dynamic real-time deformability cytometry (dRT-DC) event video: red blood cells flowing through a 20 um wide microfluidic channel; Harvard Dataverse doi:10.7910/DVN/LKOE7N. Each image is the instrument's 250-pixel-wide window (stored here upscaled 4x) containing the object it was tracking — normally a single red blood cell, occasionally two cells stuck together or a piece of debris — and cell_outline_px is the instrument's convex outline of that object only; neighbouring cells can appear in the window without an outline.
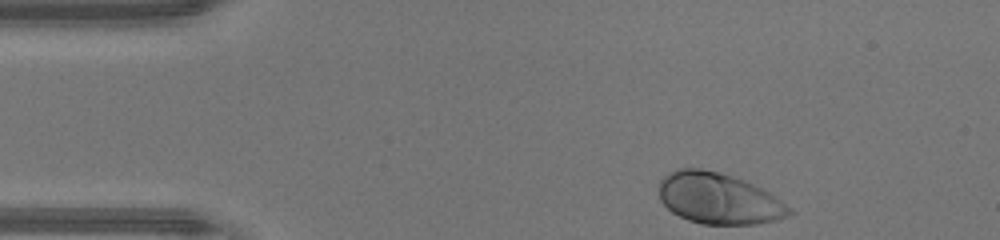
{"species": "human", "species_latin": "Homo sapiens", "temperature_condition": "warm", "stored_images_in_passage": 33, "camera_frame_rate_fps": 3000, "um_per_image_px": 0.085, "donor": {"sex": "male"}, "frame": {"image": 1, "passage_image": 1, "time_ms": 0.0, "image_size_px": [1000, 240], "cell_outline_px": [[796, 212], [776, 220], [756, 224], [700, 224], [688, 220], [672, 212], [660, 200], [660, 180], [664, 176], [676, 168], [700, 168], [732, 176], [744, 180], [768, 192], [792, 208]], "centroid_in_image_um": [61.09, 16.88], "position_along_channel_um": 23.9, "area_um2": 38.61}}
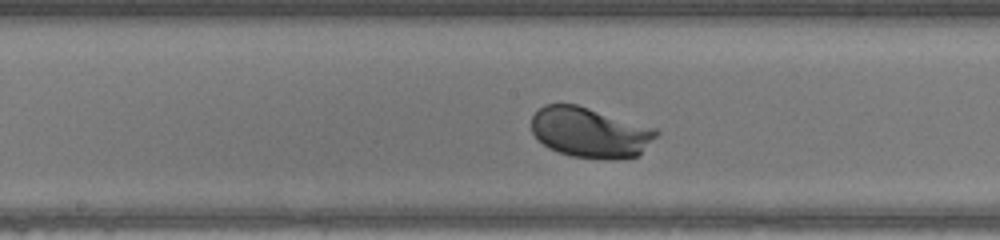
{"frame": {"image": 2, "passage_image": 18, "time_ms": 5.667, "image_size_px": [1000, 240], "cell_outline_px": [[660, 132], [636, 156], [616, 160], [604, 160], [572, 156], [556, 152], [548, 148], [532, 132], [532, 116], [544, 104], [576, 104], [656, 128]], "centroid_in_image_um": [50.14, 11.27], "position_along_channel_um": 198.1, "area_um2": 36.47}}
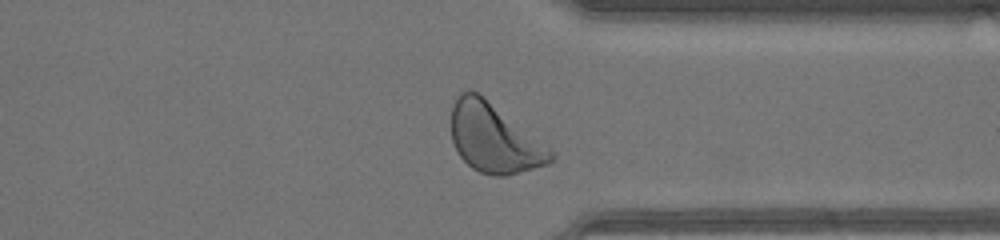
{"frame": {"image": 3, "passage_image": 30, "time_ms": 9.667, "image_size_px": [1000, 240], "cell_outline_px": [[556, 160], [548, 164], [504, 176], [492, 176], [480, 172], [472, 168], [460, 156], [452, 140], [452, 104], [456, 96], [460, 92], [468, 88], [476, 92], [556, 152]], "centroid_in_image_um": [42.01, 11.76], "position_along_channel_um": 369.4, "area_um2": 39.65}, "authors_computed_cell_mechanics": {"area_um2": 36.8186, "velocity_mm_per_s": 4.3404, "shape_relaxation_time_tau1_ms": 1.1016, "shape_relaxation_time_tau2_ms": null, "deformation_change_tau1": 0.114, "deformation_change_tau2": null}}